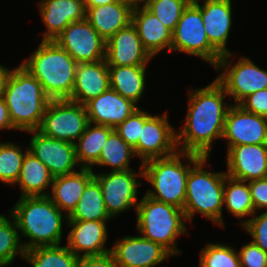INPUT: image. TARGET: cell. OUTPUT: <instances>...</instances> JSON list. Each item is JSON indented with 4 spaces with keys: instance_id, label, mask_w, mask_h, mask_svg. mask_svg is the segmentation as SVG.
Here are the masks:
<instances>
[{
    "instance_id": "obj_1",
    "label": "cell",
    "mask_w": 267,
    "mask_h": 267,
    "mask_svg": "<svg viewBox=\"0 0 267 267\" xmlns=\"http://www.w3.org/2000/svg\"><path fill=\"white\" fill-rule=\"evenodd\" d=\"M188 93L186 119L177 133V147L179 151L209 157L212 142L223 136L231 106L224 102L228 95L216 79L205 87L190 89Z\"/></svg>"
},
{
    "instance_id": "obj_2",
    "label": "cell",
    "mask_w": 267,
    "mask_h": 267,
    "mask_svg": "<svg viewBox=\"0 0 267 267\" xmlns=\"http://www.w3.org/2000/svg\"><path fill=\"white\" fill-rule=\"evenodd\" d=\"M9 211L16 220L19 235L30 240L22 242L25 251L62 243V225L65 220L68 221V217L48 196L20 197Z\"/></svg>"
},
{
    "instance_id": "obj_3",
    "label": "cell",
    "mask_w": 267,
    "mask_h": 267,
    "mask_svg": "<svg viewBox=\"0 0 267 267\" xmlns=\"http://www.w3.org/2000/svg\"><path fill=\"white\" fill-rule=\"evenodd\" d=\"M77 62L54 40H42L21 66L42 85L50 99H69L75 82Z\"/></svg>"
},
{
    "instance_id": "obj_4",
    "label": "cell",
    "mask_w": 267,
    "mask_h": 267,
    "mask_svg": "<svg viewBox=\"0 0 267 267\" xmlns=\"http://www.w3.org/2000/svg\"><path fill=\"white\" fill-rule=\"evenodd\" d=\"M3 98L13 126L25 132L39 129L51 100L38 80L21 65L12 70Z\"/></svg>"
},
{
    "instance_id": "obj_5",
    "label": "cell",
    "mask_w": 267,
    "mask_h": 267,
    "mask_svg": "<svg viewBox=\"0 0 267 267\" xmlns=\"http://www.w3.org/2000/svg\"><path fill=\"white\" fill-rule=\"evenodd\" d=\"M201 157L178 150L173 155L144 162L143 179L154 188L147 190L145 195L183 210L189 171ZM183 159L188 163L184 164Z\"/></svg>"
},
{
    "instance_id": "obj_6",
    "label": "cell",
    "mask_w": 267,
    "mask_h": 267,
    "mask_svg": "<svg viewBox=\"0 0 267 267\" xmlns=\"http://www.w3.org/2000/svg\"><path fill=\"white\" fill-rule=\"evenodd\" d=\"M208 157H201L190 169L186 182V197L183 207L187 221L196 213L224 227L223 199L226 172H211L204 169Z\"/></svg>"
},
{
    "instance_id": "obj_7",
    "label": "cell",
    "mask_w": 267,
    "mask_h": 267,
    "mask_svg": "<svg viewBox=\"0 0 267 267\" xmlns=\"http://www.w3.org/2000/svg\"><path fill=\"white\" fill-rule=\"evenodd\" d=\"M135 209L139 234L165 248L172 256L181 252L176 239L186 234L187 219L182 209L144 195Z\"/></svg>"
},
{
    "instance_id": "obj_8",
    "label": "cell",
    "mask_w": 267,
    "mask_h": 267,
    "mask_svg": "<svg viewBox=\"0 0 267 267\" xmlns=\"http://www.w3.org/2000/svg\"><path fill=\"white\" fill-rule=\"evenodd\" d=\"M200 0H192L184 9L172 32L171 52L200 57L215 67L221 54L210 44L201 15Z\"/></svg>"
},
{
    "instance_id": "obj_9",
    "label": "cell",
    "mask_w": 267,
    "mask_h": 267,
    "mask_svg": "<svg viewBox=\"0 0 267 267\" xmlns=\"http://www.w3.org/2000/svg\"><path fill=\"white\" fill-rule=\"evenodd\" d=\"M233 55V52L222 55L214 68L223 70L216 80L226 94L233 97L235 104H239L248 95L267 88V70L259 68L245 56L232 65L229 58Z\"/></svg>"
},
{
    "instance_id": "obj_10",
    "label": "cell",
    "mask_w": 267,
    "mask_h": 267,
    "mask_svg": "<svg viewBox=\"0 0 267 267\" xmlns=\"http://www.w3.org/2000/svg\"><path fill=\"white\" fill-rule=\"evenodd\" d=\"M88 124L84 105L69 99H51L38 131L51 138L75 143Z\"/></svg>"
},
{
    "instance_id": "obj_11",
    "label": "cell",
    "mask_w": 267,
    "mask_h": 267,
    "mask_svg": "<svg viewBox=\"0 0 267 267\" xmlns=\"http://www.w3.org/2000/svg\"><path fill=\"white\" fill-rule=\"evenodd\" d=\"M137 175L143 178L142 164L138 173L133 169L94 173V178L102 189L106 211L111 218L132 207L137 208V189L142 185V182L137 181Z\"/></svg>"
},
{
    "instance_id": "obj_12",
    "label": "cell",
    "mask_w": 267,
    "mask_h": 267,
    "mask_svg": "<svg viewBox=\"0 0 267 267\" xmlns=\"http://www.w3.org/2000/svg\"><path fill=\"white\" fill-rule=\"evenodd\" d=\"M54 41L78 64L101 61L106 57V41L87 19L69 23Z\"/></svg>"
},
{
    "instance_id": "obj_13",
    "label": "cell",
    "mask_w": 267,
    "mask_h": 267,
    "mask_svg": "<svg viewBox=\"0 0 267 267\" xmlns=\"http://www.w3.org/2000/svg\"><path fill=\"white\" fill-rule=\"evenodd\" d=\"M167 115H153L144 123L138 144L133 148L141 164L151 159L173 155L178 151L177 132L169 123Z\"/></svg>"
},
{
    "instance_id": "obj_14",
    "label": "cell",
    "mask_w": 267,
    "mask_h": 267,
    "mask_svg": "<svg viewBox=\"0 0 267 267\" xmlns=\"http://www.w3.org/2000/svg\"><path fill=\"white\" fill-rule=\"evenodd\" d=\"M30 153L37 157L55 178L76 172L78 166L74 143L43 135L38 130H31Z\"/></svg>"
},
{
    "instance_id": "obj_15",
    "label": "cell",
    "mask_w": 267,
    "mask_h": 267,
    "mask_svg": "<svg viewBox=\"0 0 267 267\" xmlns=\"http://www.w3.org/2000/svg\"><path fill=\"white\" fill-rule=\"evenodd\" d=\"M117 267H155L172 255L161 245L140 236H124L112 245Z\"/></svg>"
},
{
    "instance_id": "obj_16",
    "label": "cell",
    "mask_w": 267,
    "mask_h": 267,
    "mask_svg": "<svg viewBox=\"0 0 267 267\" xmlns=\"http://www.w3.org/2000/svg\"><path fill=\"white\" fill-rule=\"evenodd\" d=\"M222 139L227 148L243 144H267V126L263 116L248 112L238 104L228 109Z\"/></svg>"
},
{
    "instance_id": "obj_17",
    "label": "cell",
    "mask_w": 267,
    "mask_h": 267,
    "mask_svg": "<svg viewBox=\"0 0 267 267\" xmlns=\"http://www.w3.org/2000/svg\"><path fill=\"white\" fill-rule=\"evenodd\" d=\"M151 58L132 23L106 41L108 66H146Z\"/></svg>"
},
{
    "instance_id": "obj_18",
    "label": "cell",
    "mask_w": 267,
    "mask_h": 267,
    "mask_svg": "<svg viewBox=\"0 0 267 267\" xmlns=\"http://www.w3.org/2000/svg\"><path fill=\"white\" fill-rule=\"evenodd\" d=\"M227 175L246 182L267 177V144H243L227 151Z\"/></svg>"
},
{
    "instance_id": "obj_19",
    "label": "cell",
    "mask_w": 267,
    "mask_h": 267,
    "mask_svg": "<svg viewBox=\"0 0 267 267\" xmlns=\"http://www.w3.org/2000/svg\"><path fill=\"white\" fill-rule=\"evenodd\" d=\"M136 105L132 100L109 88L84 106L89 123L115 128L139 109Z\"/></svg>"
},
{
    "instance_id": "obj_20",
    "label": "cell",
    "mask_w": 267,
    "mask_h": 267,
    "mask_svg": "<svg viewBox=\"0 0 267 267\" xmlns=\"http://www.w3.org/2000/svg\"><path fill=\"white\" fill-rule=\"evenodd\" d=\"M106 222L68 220L67 226L71 230L67 236L66 246L78 257L111 252V249L105 248L108 237Z\"/></svg>"
},
{
    "instance_id": "obj_21",
    "label": "cell",
    "mask_w": 267,
    "mask_h": 267,
    "mask_svg": "<svg viewBox=\"0 0 267 267\" xmlns=\"http://www.w3.org/2000/svg\"><path fill=\"white\" fill-rule=\"evenodd\" d=\"M232 12L231 0H203L201 4L208 40L221 55L231 53L226 47L232 26Z\"/></svg>"
},
{
    "instance_id": "obj_22",
    "label": "cell",
    "mask_w": 267,
    "mask_h": 267,
    "mask_svg": "<svg viewBox=\"0 0 267 267\" xmlns=\"http://www.w3.org/2000/svg\"><path fill=\"white\" fill-rule=\"evenodd\" d=\"M38 4L47 28L42 40H54L69 23L86 19L84 0H40Z\"/></svg>"
},
{
    "instance_id": "obj_23",
    "label": "cell",
    "mask_w": 267,
    "mask_h": 267,
    "mask_svg": "<svg viewBox=\"0 0 267 267\" xmlns=\"http://www.w3.org/2000/svg\"><path fill=\"white\" fill-rule=\"evenodd\" d=\"M110 88L106 59L77 64L73 91L69 100L85 105Z\"/></svg>"
},
{
    "instance_id": "obj_24",
    "label": "cell",
    "mask_w": 267,
    "mask_h": 267,
    "mask_svg": "<svg viewBox=\"0 0 267 267\" xmlns=\"http://www.w3.org/2000/svg\"><path fill=\"white\" fill-rule=\"evenodd\" d=\"M132 24L137 29L143 47L152 57L165 48L171 52L172 31L143 4L133 8Z\"/></svg>"
},
{
    "instance_id": "obj_25",
    "label": "cell",
    "mask_w": 267,
    "mask_h": 267,
    "mask_svg": "<svg viewBox=\"0 0 267 267\" xmlns=\"http://www.w3.org/2000/svg\"><path fill=\"white\" fill-rule=\"evenodd\" d=\"M94 178L91 168L79 167V170L53 179L50 200L69 217L76 209L77 203L87 184Z\"/></svg>"
},
{
    "instance_id": "obj_26",
    "label": "cell",
    "mask_w": 267,
    "mask_h": 267,
    "mask_svg": "<svg viewBox=\"0 0 267 267\" xmlns=\"http://www.w3.org/2000/svg\"><path fill=\"white\" fill-rule=\"evenodd\" d=\"M85 8L87 21L105 41L132 23L133 7L123 2Z\"/></svg>"
},
{
    "instance_id": "obj_27",
    "label": "cell",
    "mask_w": 267,
    "mask_h": 267,
    "mask_svg": "<svg viewBox=\"0 0 267 267\" xmlns=\"http://www.w3.org/2000/svg\"><path fill=\"white\" fill-rule=\"evenodd\" d=\"M54 177L48 168L32 153H26L16 183L22 190L20 197L48 196L45 189L51 188Z\"/></svg>"
},
{
    "instance_id": "obj_28",
    "label": "cell",
    "mask_w": 267,
    "mask_h": 267,
    "mask_svg": "<svg viewBox=\"0 0 267 267\" xmlns=\"http://www.w3.org/2000/svg\"><path fill=\"white\" fill-rule=\"evenodd\" d=\"M110 88L135 104L145 90L146 66H108Z\"/></svg>"
},
{
    "instance_id": "obj_29",
    "label": "cell",
    "mask_w": 267,
    "mask_h": 267,
    "mask_svg": "<svg viewBox=\"0 0 267 267\" xmlns=\"http://www.w3.org/2000/svg\"><path fill=\"white\" fill-rule=\"evenodd\" d=\"M114 128L89 123L85 132L75 142V152L79 167L93 168L99 160L102 147Z\"/></svg>"
},
{
    "instance_id": "obj_30",
    "label": "cell",
    "mask_w": 267,
    "mask_h": 267,
    "mask_svg": "<svg viewBox=\"0 0 267 267\" xmlns=\"http://www.w3.org/2000/svg\"><path fill=\"white\" fill-rule=\"evenodd\" d=\"M111 219L106 211L102 189L99 182L93 178L81 195L76 209L68 217V220L81 221H108Z\"/></svg>"
},
{
    "instance_id": "obj_31",
    "label": "cell",
    "mask_w": 267,
    "mask_h": 267,
    "mask_svg": "<svg viewBox=\"0 0 267 267\" xmlns=\"http://www.w3.org/2000/svg\"><path fill=\"white\" fill-rule=\"evenodd\" d=\"M223 205L236 218L242 219L252 216L255 211L248 182L232 178L226 174Z\"/></svg>"
},
{
    "instance_id": "obj_32",
    "label": "cell",
    "mask_w": 267,
    "mask_h": 267,
    "mask_svg": "<svg viewBox=\"0 0 267 267\" xmlns=\"http://www.w3.org/2000/svg\"><path fill=\"white\" fill-rule=\"evenodd\" d=\"M25 260L32 267H77L80 257L67 246H40L25 251Z\"/></svg>"
},
{
    "instance_id": "obj_33",
    "label": "cell",
    "mask_w": 267,
    "mask_h": 267,
    "mask_svg": "<svg viewBox=\"0 0 267 267\" xmlns=\"http://www.w3.org/2000/svg\"><path fill=\"white\" fill-rule=\"evenodd\" d=\"M134 149L115 131L109 134L102 147L99 160L94 165L109 166L111 171H125L130 168V159L135 157Z\"/></svg>"
},
{
    "instance_id": "obj_34",
    "label": "cell",
    "mask_w": 267,
    "mask_h": 267,
    "mask_svg": "<svg viewBox=\"0 0 267 267\" xmlns=\"http://www.w3.org/2000/svg\"><path fill=\"white\" fill-rule=\"evenodd\" d=\"M10 219L0 215V267L10 266L17 254L24 259L25 249L22 245L16 220L9 212Z\"/></svg>"
},
{
    "instance_id": "obj_35",
    "label": "cell",
    "mask_w": 267,
    "mask_h": 267,
    "mask_svg": "<svg viewBox=\"0 0 267 267\" xmlns=\"http://www.w3.org/2000/svg\"><path fill=\"white\" fill-rule=\"evenodd\" d=\"M21 146L13 142H0V181L16 184L28 148L23 153Z\"/></svg>"
},
{
    "instance_id": "obj_36",
    "label": "cell",
    "mask_w": 267,
    "mask_h": 267,
    "mask_svg": "<svg viewBox=\"0 0 267 267\" xmlns=\"http://www.w3.org/2000/svg\"><path fill=\"white\" fill-rule=\"evenodd\" d=\"M199 257V267H241L237 250L222 243L206 244Z\"/></svg>"
},
{
    "instance_id": "obj_37",
    "label": "cell",
    "mask_w": 267,
    "mask_h": 267,
    "mask_svg": "<svg viewBox=\"0 0 267 267\" xmlns=\"http://www.w3.org/2000/svg\"><path fill=\"white\" fill-rule=\"evenodd\" d=\"M192 0H144L150 10L167 28L174 31L184 9Z\"/></svg>"
},
{
    "instance_id": "obj_38",
    "label": "cell",
    "mask_w": 267,
    "mask_h": 267,
    "mask_svg": "<svg viewBox=\"0 0 267 267\" xmlns=\"http://www.w3.org/2000/svg\"><path fill=\"white\" fill-rule=\"evenodd\" d=\"M151 116V113L149 114L139 108L114 129L127 144L134 148L138 144L144 123Z\"/></svg>"
},
{
    "instance_id": "obj_39",
    "label": "cell",
    "mask_w": 267,
    "mask_h": 267,
    "mask_svg": "<svg viewBox=\"0 0 267 267\" xmlns=\"http://www.w3.org/2000/svg\"><path fill=\"white\" fill-rule=\"evenodd\" d=\"M261 215H252V218L242 220L240 224L252 237V242L267 253V211Z\"/></svg>"
},
{
    "instance_id": "obj_40",
    "label": "cell",
    "mask_w": 267,
    "mask_h": 267,
    "mask_svg": "<svg viewBox=\"0 0 267 267\" xmlns=\"http://www.w3.org/2000/svg\"><path fill=\"white\" fill-rule=\"evenodd\" d=\"M241 267H267V253L252 241L238 252Z\"/></svg>"
},
{
    "instance_id": "obj_41",
    "label": "cell",
    "mask_w": 267,
    "mask_h": 267,
    "mask_svg": "<svg viewBox=\"0 0 267 267\" xmlns=\"http://www.w3.org/2000/svg\"><path fill=\"white\" fill-rule=\"evenodd\" d=\"M238 105L248 112L263 116L267 113V88L248 95Z\"/></svg>"
},
{
    "instance_id": "obj_42",
    "label": "cell",
    "mask_w": 267,
    "mask_h": 267,
    "mask_svg": "<svg viewBox=\"0 0 267 267\" xmlns=\"http://www.w3.org/2000/svg\"><path fill=\"white\" fill-rule=\"evenodd\" d=\"M254 211L257 214L258 210L263 208L267 211V177L263 179H255L248 181Z\"/></svg>"
},
{
    "instance_id": "obj_43",
    "label": "cell",
    "mask_w": 267,
    "mask_h": 267,
    "mask_svg": "<svg viewBox=\"0 0 267 267\" xmlns=\"http://www.w3.org/2000/svg\"><path fill=\"white\" fill-rule=\"evenodd\" d=\"M77 267H117L111 252L80 257Z\"/></svg>"
},
{
    "instance_id": "obj_44",
    "label": "cell",
    "mask_w": 267,
    "mask_h": 267,
    "mask_svg": "<svg viewBox=\"0 0 267 267\" xmlns=\"http://www.w3.org/2000/svg\"><path fill=\"white\" fill-rule=\"evenodd\" d=\"M4 129L16 130L11 121L8 107L5 103L4 98L2 97L0 98V130Z\"/></svg>"
},
{
    "instance_id": "obj_45",
    "label": "cell",
    "mask_w": 267,
    "mask_h": 267,
    "mask_svg": "<svg viewBox=\"0 0 267 267\" xmlns=\"http://www.w3.org/2000/svg\"><path fill=\"white\" fill-rule=\"evenodd\" d=\"M12 70L0 64V98L3 97L8 78Z\"/></svg>"
},
{
    "instance_id": "obj_46",
    "label": "cell",
    "mask_w": 267,
    "mask_h": 267,
    "mask_svg": "<svg viewBox=\"0 0 267 267\" xmlns=\"http://www.w3.org/2000/svg\"><path fill=\"white\" fill-rule=\"evenodd\" d=\"M116 0H84L85 7H96L105 4L115 3Z\"/></svg>"
},
{
    "instance_id": "obj_47",
    "label": "cell",
    "mask_w": 267,
    "mask_h": 267,
    "mask_svg": "<svg viewBox=\"0 0 267 267\" xmlns=\"http://www.w3.org/2000/svg\"><path fill=\"white\" fill-rule=\"evenodd\" d=\"M116 1L126 3L133 8L140 6V4L144 3V0H116Z\"/></svg>"
},
{
    "instance_id": "obj_48",
    "label": "cell",
    "mask_w": 267,
    "mask_h": 267,
    "mask_svg": "<svg viewBox=\"0 0 267 267\" xmlns=\"http://www.w3.org/2000/svg\"><path fill=\"white\" fill-rule=\"evenodd\" d=\"M263 118H264V122H265V124H266V126H267V113H265V114L263 115Z\"/></svg>"
}]
</instances>
